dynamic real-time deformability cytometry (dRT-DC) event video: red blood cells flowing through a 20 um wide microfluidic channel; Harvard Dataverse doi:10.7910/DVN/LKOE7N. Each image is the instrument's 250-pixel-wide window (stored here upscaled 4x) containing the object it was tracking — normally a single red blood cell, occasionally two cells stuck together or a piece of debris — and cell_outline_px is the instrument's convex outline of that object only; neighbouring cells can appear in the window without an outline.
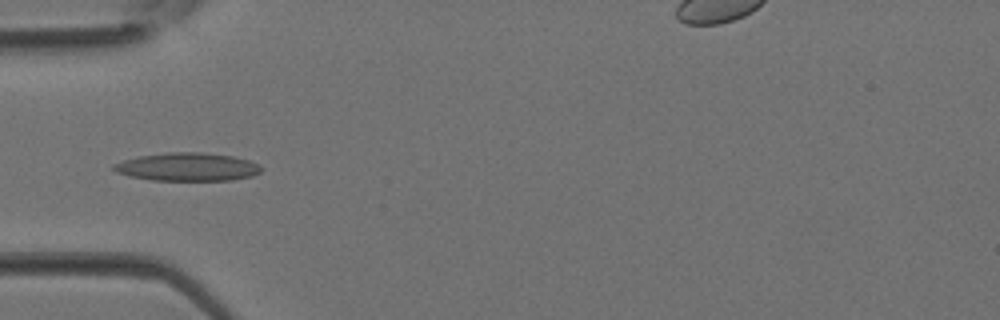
{"species": "Egyptian fruit bat (a non-hibernating species)", "species_latin": "Rousettus aegyptiacus", "temperature_condition": "room temperature", "stored_images_in_passage": 4, "camera_frame_rate_fps": 3000, "um_per_image_px": 0.085, "animal": {"sex": "female"}, "frame": {"image": 1, "passage_image": 4, "time_ms": 1.0, "image_size_px": [1000, 320], "cell_outline_px": [[264, 168], [260, 172], [252, 176], [232, 180], [152, 180], [128, 176], [116, 172], [112, 168], [112, 164], [136, 156], [168, 152], [200, 152], [232, 156], [248, 160], [260, 164]], "centroid_in_image_um": [15.92, 14.18], "position_along_channel_um": 69.1, "area_um2": 24.39}}